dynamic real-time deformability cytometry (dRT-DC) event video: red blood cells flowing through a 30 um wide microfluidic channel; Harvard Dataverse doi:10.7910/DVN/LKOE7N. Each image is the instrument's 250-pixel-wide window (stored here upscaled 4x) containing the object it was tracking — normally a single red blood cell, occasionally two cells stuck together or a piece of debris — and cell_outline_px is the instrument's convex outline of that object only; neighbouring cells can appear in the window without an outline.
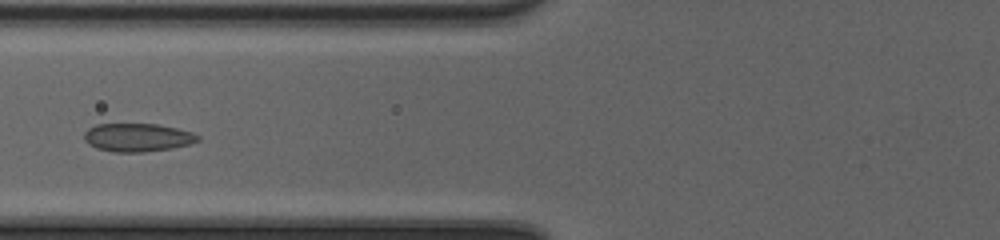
{"species": "common noctule bat (a hibernating species)", "species_latin": "Nyctalus noctula", "temperature_condition": "cold", "stored_images_in_passage": 41, "camera_frame_rate_fps": 3000, "um_per_image_px": 0.085, "animal": {"sex": "female", "body_mass_g": 20.0, "forearm_length_mm": 54.0}, "frame": {"image": 1, "passage_image": 13, "time_ms": 4.0, "image_size_px": [1000, 240], "cell_outline_px": [[200, 140], [192, 144], [172, 148], [144, 152], [112, 152], [96, 148], [88, 144], [84, 140], [84, 132], [88, 128], [96, 124], [156, 124], [176, 128], [192, 132], [200, 136]], "centroid_in_image_um": [11.69, 11.69], "position_along_channel_um": 114.1, "area_um2": 18.9}}
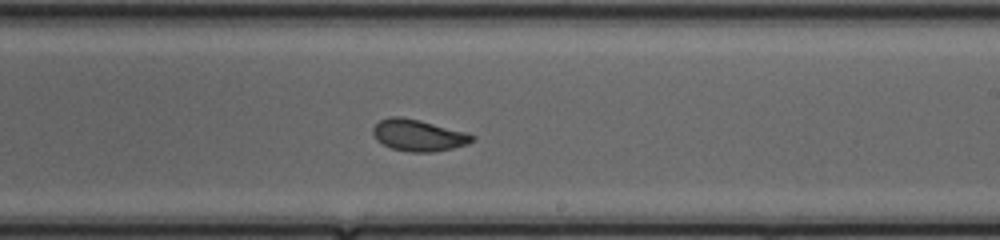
{"frame": {"image": 2, "passage_image": 23, "time_ms": 7.333, "image_size_px": [1000, 240], "cell_outline_px": [[476, 136], [468, 144], [452, 148], [432, 152], [408, 152], [392, 148], [376, 140], [372, 132], [372, 128], [380, 120], [388, 116], [400, 116], [420, 120], [464, 132]], "centroid_in_image_um": [35.52, 11.49], "position_along_channel_um": 253.5, "area_um2": 18.15}}
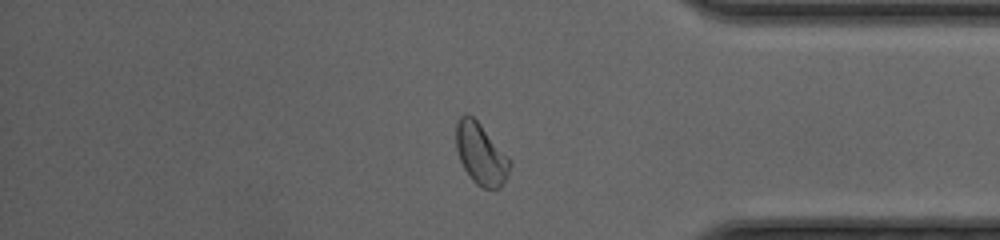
{"frame": {"image": 3, "passage_image": 34, "time_ms": 11.0, "image_size_px": [1000, 240], "cell_outline_px": [[512, 164], [508, 176], [500, 188], [484, 188], [476, 184], [472, 180], [464, 168], [460, 160], [456, 148], [456, 124], [460, 116], [464, 112], [472, 116], [480, 124], [508, 156]], "centroid_in_image_um": [40.88, 13.09], "position_along_channel_um": 394.3, "area_um2": 19.19}, "authors_computed_cell_mechanics": {"area_um2": 18.9584, "velocity_mm_per_s": 4.1781, "shape_relaxation_time_tau1_ms": 4.2496, "shape_relaxation_time_tau2_ms": 0.7749, "deformation_change_tau1": 0.1148, "deformation_change_tau2": 0.0504}}